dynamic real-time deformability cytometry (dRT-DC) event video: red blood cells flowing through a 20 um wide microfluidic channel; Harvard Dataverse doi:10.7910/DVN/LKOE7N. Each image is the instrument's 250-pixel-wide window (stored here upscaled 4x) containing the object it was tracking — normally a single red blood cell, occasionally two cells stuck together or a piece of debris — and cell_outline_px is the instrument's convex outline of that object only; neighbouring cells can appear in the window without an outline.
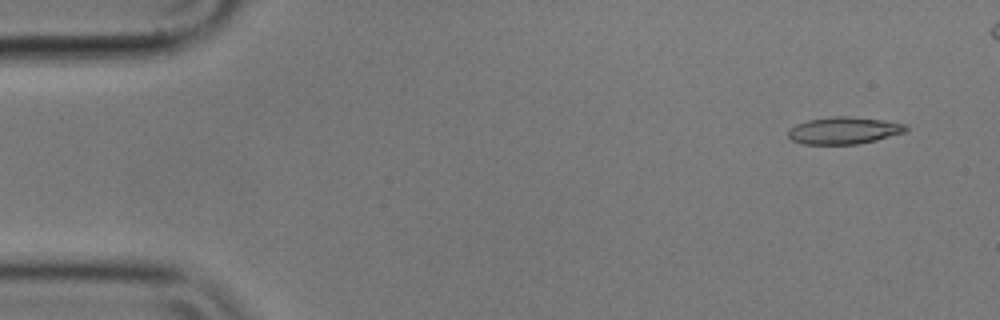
{"species": "common noctule bat (a hibernating species)", "species_latin": "Nyctalus noctula", "temperature_condition": "cold", "stored_images_in_passage": 7, "camera_frame_rate_fps": 3000, "um_per_image_px": 0.085, "animal": {"sex": "male", "body_mass_g": 17.9}, "frame": {"image": 1, "passage_image": 1, "time_ms": 0.0, "image_size_px": [1000, 320], "cell_outline_px": [[908, 132], [876, 140], [856, 144], [804, 144], [792, 140], [788, 136], [788, 128], [796, 124], [808, 120], [832, 116], [848, 116], [884, 120], [904, 124], [908, 128]], "centroid_in_image_um": [71.74, 11.09], "position_along_channel_um": 13.3, "area_um2": 18.67}}
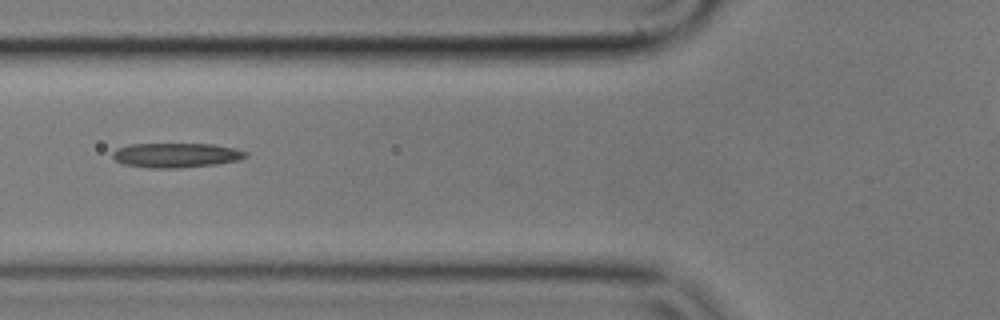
{"frame": {"image": 2, "passage_image": 6, "time_ms": 1.667, "image_size_px": [1000, 320], "cell_outline_px": [[248, 156], [240, 160], [216, 164], [180, 168], [148, 168], [124, 164], [116, 160], [112, 156], [112, 152], [116, 148], [128, 144], [212, 144], [236, 148], [248, 152]], "centroid_in_image_um": [14.98, 13.19], "position_along_channel_um": 110.8, "area_um2": 19.25}}
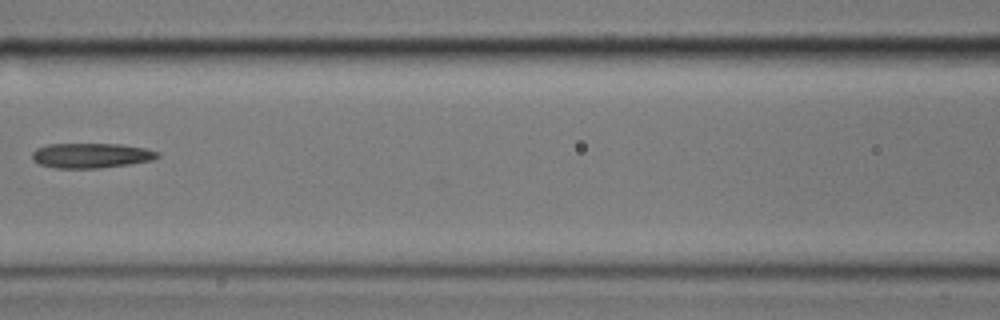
{"frame": {"image": 3, "passage_image": 7, "time_ms": 2.0, "image_size_px": [1000, 320], "cell_outline_px": [[160, 156], [152, 160], [132, 164], [100, 168], [56, 168], [40, 164], [32, 160], [32, 152], [36, 148], [48, 144], [120, 144], [144, 148], [160, 152]], "centroid_in_image_um": [7.75, 13.22], "position_along_channel_um": 158.8, "area_um2": 18.32}}